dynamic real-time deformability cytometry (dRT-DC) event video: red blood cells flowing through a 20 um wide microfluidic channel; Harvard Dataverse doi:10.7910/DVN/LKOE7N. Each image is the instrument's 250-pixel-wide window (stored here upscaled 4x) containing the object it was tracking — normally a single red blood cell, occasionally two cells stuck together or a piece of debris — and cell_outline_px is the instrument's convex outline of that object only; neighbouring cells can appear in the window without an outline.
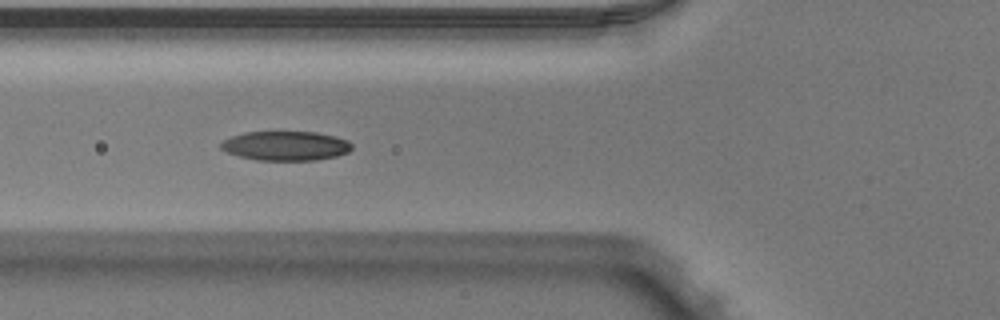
{"species": "Egyptian fruit bat (a non-hibernating species)", "species_latin": "Rousettus aegyptiacus", "temperature_condition": "warm", "stored_images_in_passage": 36, "camera_frame_rate_fps": 3000, "um_per_image_px": 0.085, "animal": {"sex": "male"}, "frame": {"image": 1, "passage_image": 6, "time_ms": 1.667, "image_size_px": [1000, 320], "cell_outline_px": [[352, 148], [348, 152], [336, 156], [316, 160], [256, 160], [240, 156], [228, 152], [220, 148], [220, 144], [224, 140], [232, 136], [244, 132], [316, 132], [336, 136], [348, 140], [352, 144]], "centroid_in_image_um": [24.31, 12.39], "position_along_channel_um": 101.5, "area_um2": 22.37}}
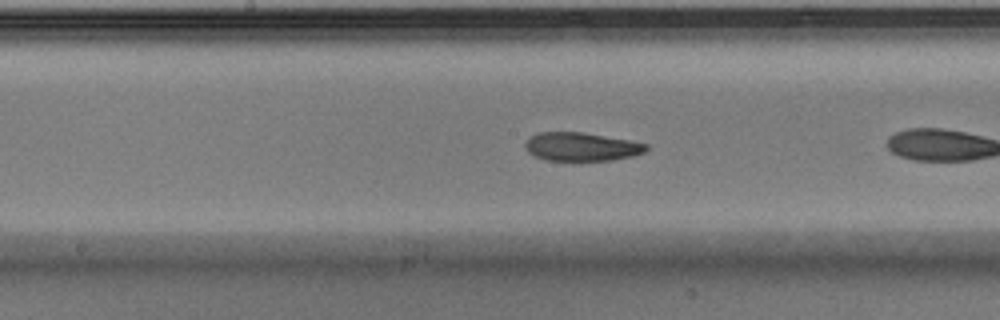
{"frame": {"image": 2, "passage_image": 11, "time_ms": 3.333, "image_size_px": [1000, 320], "cell_outline_px": [[648, 148], [644, 152], [636, 156], [612, 160], [580, 164], [544, 160], [528, 152], [524, 148], [524, 144], [536, 132], [584, 132], [628, 140], [648, 144]], "centroid_in_image_um": [49.42, 12.53], "position_along_channel_um": 198.8, "area_um2": 21.1}, "authors_computed_cell_mechanics": {"area_um2": 22.0796, "velocity_mm_per_s": 3.9591, "shape_relaxation_time_tau1_ms": 9.2088, "shape_relaxation_time_tau2_ms": 1.6064, "deformation_change_tau1": 0.1711, "deformation_change_tau2": 0.0907}}